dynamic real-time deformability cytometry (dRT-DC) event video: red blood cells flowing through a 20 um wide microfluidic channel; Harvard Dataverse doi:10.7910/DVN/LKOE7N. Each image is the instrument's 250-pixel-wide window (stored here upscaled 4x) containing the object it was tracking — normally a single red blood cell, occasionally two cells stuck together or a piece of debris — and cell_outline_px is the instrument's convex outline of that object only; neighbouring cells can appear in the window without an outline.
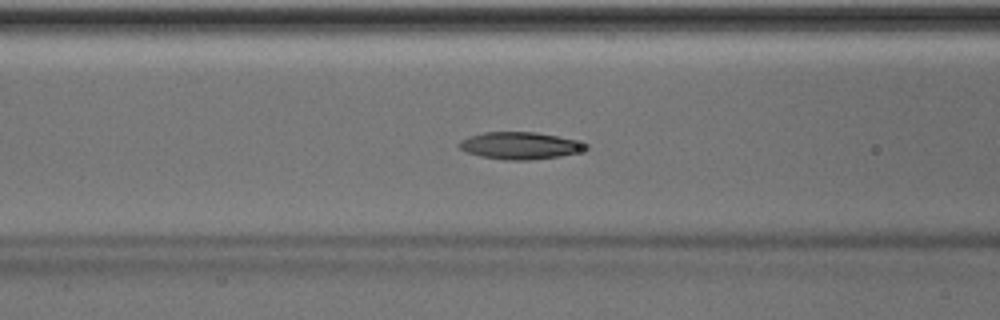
{"species": "Egyptian fruit bat (a non-hibernating species)", "species_latin": "Rousettus aegyptiacus", "temperature_condition": "room temperature", "stored_images_in_passage": 44, "segment_of_instrument_passage": [1, 2], "camera_frame_rate_fps": 3000, "um_per_image_px": 0.085, "animal": {"sex": "male"}, "frame": {"image": 1, "passage_image": 13, "time_ms": 4.0, "image_size_px": [1000, 320], "cell_outline_px": [[588, 148], [576, 152], [560, 156], [528, 160], [504, 160], [480, 156], [468, 152], [460, 148], [456, 144], [460, 140], [468, 136], [484, 132], [536, 132], [556, 136], [588, 144]], "centroid_in_image_um": [44.13, 12.37], "position_along_channel_um": 122.5, "area_um2": 19.83}}
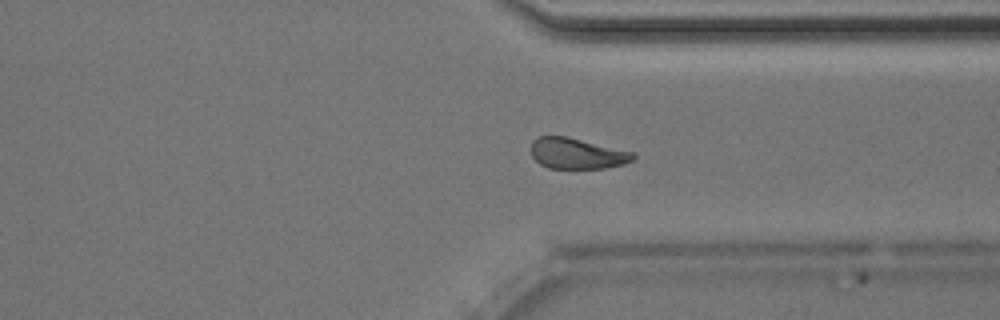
{"frame": {"image": 2, "passage_image": 31, "time_ms": 10.0, "image_size_px": [1000, 320], "cell_outline_px": [[636, 156], [632, 160], [624, 164], [604, 168], [548, 168], [540, 164], [532, 156], [532, 140], [536, 136], [564, 136], [636, 152]], "centroid_in_image_um": [49.06, 13.04], "position_along_channel_um": 362.3, "area_um2": 18.32}}
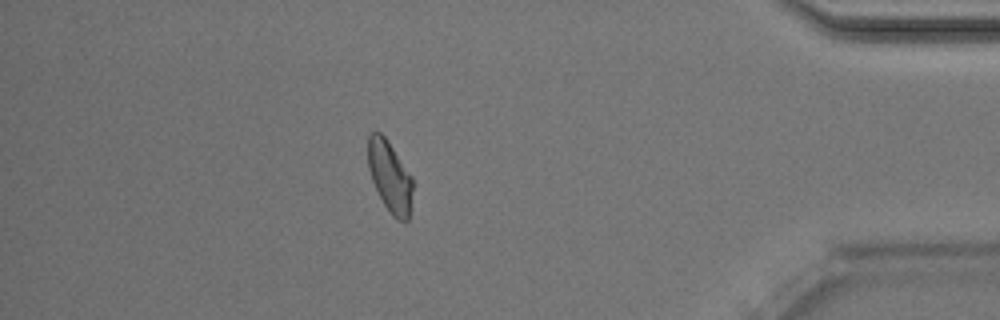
{"frame": {"image": 3, "passage_image": 37, "time_ms": 12.0, "image_size_px": [1000, 320], "cell_outline_px": [[412, 188], [408, 220], [396, 220], [392, 216], [384, 204], [372, 180], [368, 168], [368, 136], [372, 132], [380, 132], [388, 140], [412, 176]], "centroid_in_image_um": [33.12, 14.98], "position_along_channel_um": 402.1, "area_um2": 18.32}}